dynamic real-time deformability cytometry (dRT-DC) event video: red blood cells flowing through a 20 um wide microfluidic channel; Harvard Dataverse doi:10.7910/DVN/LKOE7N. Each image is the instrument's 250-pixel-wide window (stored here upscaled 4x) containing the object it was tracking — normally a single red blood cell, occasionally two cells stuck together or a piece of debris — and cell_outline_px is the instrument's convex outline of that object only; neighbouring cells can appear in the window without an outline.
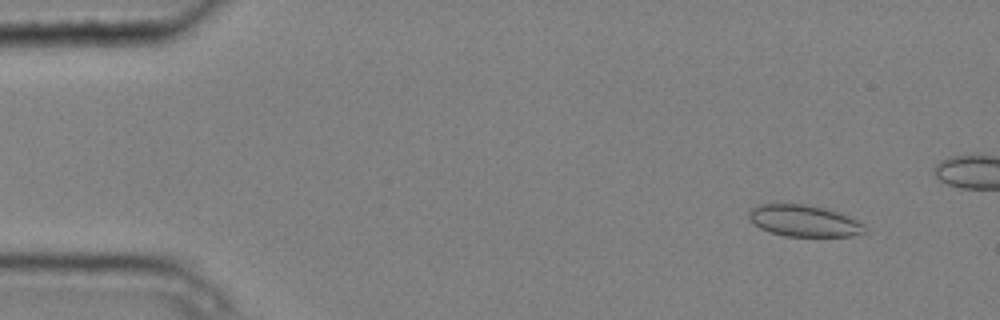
{"species": "common noctule bat (a hibernating species)", "species_latin": "Nyctalus noctula", "temperature_condition": "cold", "stored_images_in_passage": 6, "camera_frame_rate_fps": 3000, "um_per_image_px": 0.085, "animal": {"sex": "male", "body_mass_g": 20.4}, "frame": {"image": 1, "passage_image": 2, "time_ms": 0.333, "image_size_px": [1000, 320], "cell_outline_px": [[864, 232], [852, 236], [784, 236], [760, 228], [748, 220], [748, 212], [752, 208], [760, 204], [804, 204], [824, 208], [840, 212], [864, 224]], "centroid_in_image_um": [68.31, 18.76], "position_along_channel_um": 16.7, "area_um2": 21.21}}